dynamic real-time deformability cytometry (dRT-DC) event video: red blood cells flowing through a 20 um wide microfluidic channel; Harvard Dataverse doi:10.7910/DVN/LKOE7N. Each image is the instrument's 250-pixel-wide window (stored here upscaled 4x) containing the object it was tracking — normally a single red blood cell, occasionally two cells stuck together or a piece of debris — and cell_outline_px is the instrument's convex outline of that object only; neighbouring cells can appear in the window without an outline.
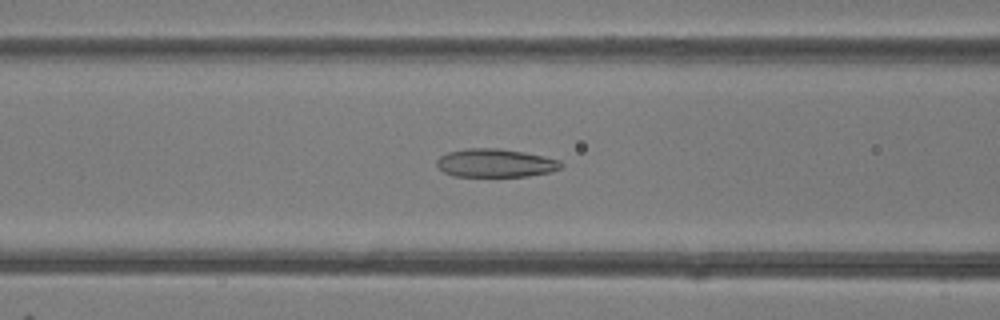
{"species": "common noctule bat (a hibernating species)", "species_latin": "Nyctalus noctula", "temperature_condition": "room temperature", "stored_images_in_passage": 49, "camera_frame_rate_fps": 3000, "um_per_image_px": 0.085, "animal": {"sex": "female"}, "frame": {"image": 1, "passage_image": 20, "time_ms": 6.333, "image_size_px": [1000, 320], "cell_outline_px": [[564, 164], [560, 168], [552, 172], [528, 176], [452, 176], [444, 172], [436, 164], [436, 160], [440, 156], [448, 152], [468, 148], [500, 148], [524, 152], [544, 156], [560, 160]], "centroid_in_image_um": [42.13, 13.85], "position_along_channel_um": 124.5, "area_um2": 20.63}}
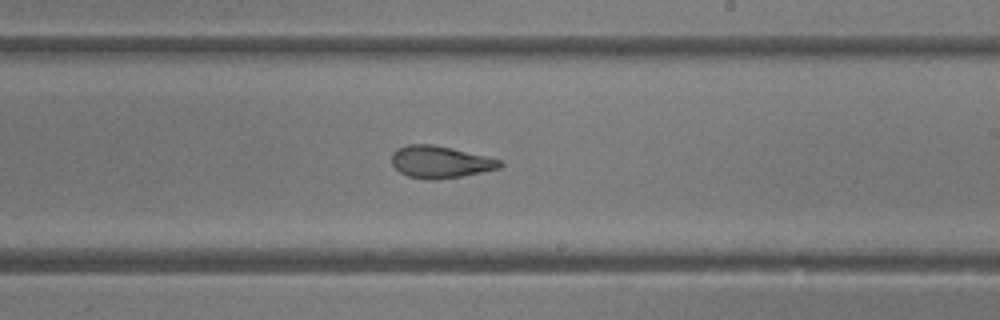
{"frame": {"image": 2, "passage_image": 29, "time_ms": 9.333, "image_size_px": [1000, 320], "cell_outline_px": [[504, 164], [500, 168], [460, 176], [436, 180], [428, 180], [408, 176], [400, 172], [392, 164], [392, 152], [396, 148], [408, 144], [432, 144], [452, 148], [500, 160]], "centroid_in_image_um": [37.37, 13.76], "position_along_channel_um": 251.6, "area_um2": 20.11}}
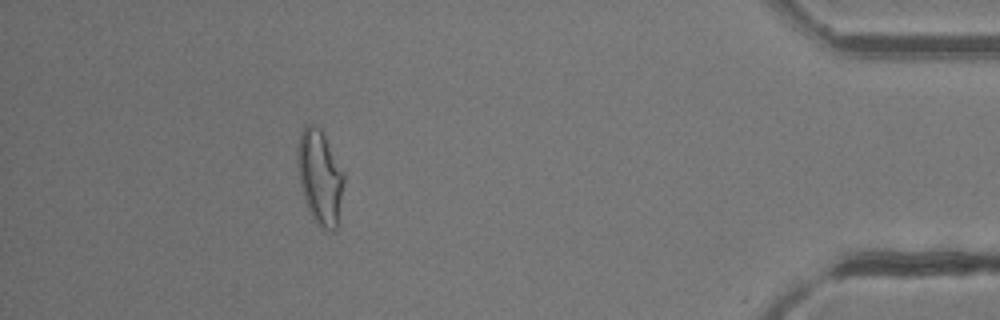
{"frame": {"image": 3, "passage_image": 44, "time_ms": 14.333, "image_size_px": [1000, 320], "cell_outline_px": [[344, 180], [336, 228], [332, 232], [328, 232], [320, 228], [316, 224], [304, 200], [300, 184], [296, 160], [296, 152], [300, 132], [304, 124], [312, 124], [320, 128], [344, 176]], "centroid_in_image_um": [27.14, 15.07], "position_along_channel_um": 408.1, "area_um2": 25.26}, "authors_computed_cell_mechanics": {"area_um2": 23.4668, "velocity_mm_per_s": 4.2363, "shape_relaxation_time_tau1_ms": null, "shape_relaxation_time_tau2_ms": 1.6588, "deformation_change_tau1": null, "deformation_change_tau2": 0.0884}}